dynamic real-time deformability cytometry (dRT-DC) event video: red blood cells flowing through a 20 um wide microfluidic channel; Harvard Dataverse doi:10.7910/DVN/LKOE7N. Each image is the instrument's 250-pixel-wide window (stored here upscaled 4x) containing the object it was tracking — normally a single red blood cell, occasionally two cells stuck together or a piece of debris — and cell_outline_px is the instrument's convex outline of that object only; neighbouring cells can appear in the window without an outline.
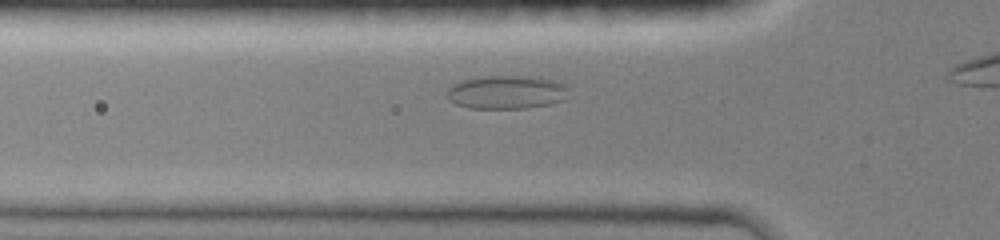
{"species": "common noctule bat (a hibernating species)", "species_latin": "Nyctalus noctula", "temperature_condition": "room temperature", "stored_images_in_passage": 22, "camera_frame_rate_fps": 3000, "um_per_image_px": 0.085, "animal": {"sex": "female", "body_mass_g": 19.0, "forearm_length_mm": 51.5}, "frame": {"image": 1, "passage_image": 10, "time_ms": 3.0, "image_size_px": [1000, 240], "cell_outline_px": [[568, 88], [564, 100], [548, 104], [528, 108], [468, 108], [456, 104], [448, 100], [448, 88], [452, 84], [460, 80], [480, 76], [540, 76], [564, 84]], "centroid_in_image_um": [43.03, 7.82], "position_along_channel_um": 82.8, "area_um2": 23.93}}
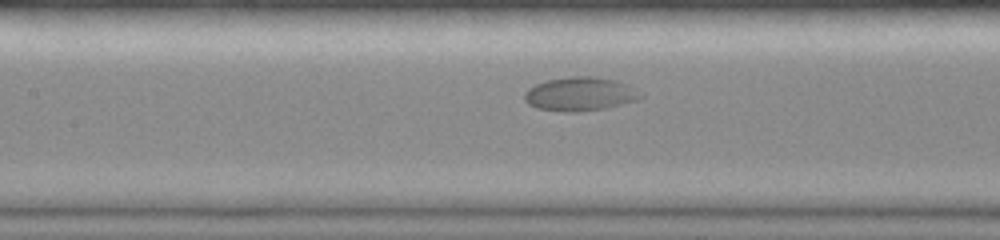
{"frame": {"image": 2, "passage_image": 16, "time_ms": 5.0, "image_size_px": [1000, 240], "cell_outline_px": [[644, 96], [640, 100], [608, 108], [576, 112], [572, 112], [536, 108], [528, 104], [524, 100], [524, 92], [528, 88], [536, 84], [548, 80], [568, 76], [588, 76], [616, 80], [628, 84], [636, 88]], "centroid_in_image_um": [49.35, 7.99], "position_along_channel_um": 158.1, "area_um2": 23.12}}
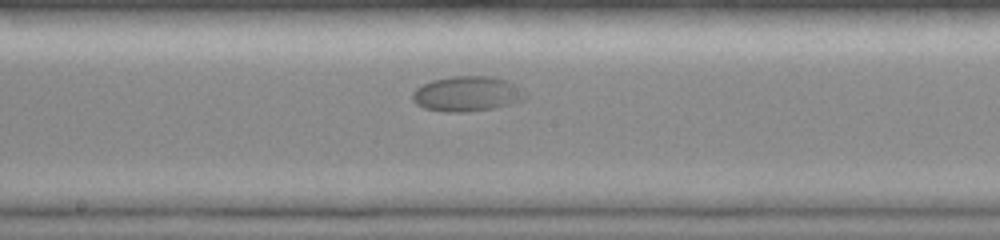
{"frame": {"image": 3, "passage_image": 20, "time_ms": 6.333, "image_size_px": [1000, 240], "cell_outline_px": [[528, 96], [524, 100], [492, 108], [464, 112], [448, 112], [424, 108], [416, 104], [412, 100], [412, 92], [416, 88], [432, 80], [452, 76], [492, 76], [508, 80], [516, 84], [528, 92]], "centroid_in_image_um": [39.74, 7.96], "position_along_channel_um": 208.5, "area_um2": 23.29}}